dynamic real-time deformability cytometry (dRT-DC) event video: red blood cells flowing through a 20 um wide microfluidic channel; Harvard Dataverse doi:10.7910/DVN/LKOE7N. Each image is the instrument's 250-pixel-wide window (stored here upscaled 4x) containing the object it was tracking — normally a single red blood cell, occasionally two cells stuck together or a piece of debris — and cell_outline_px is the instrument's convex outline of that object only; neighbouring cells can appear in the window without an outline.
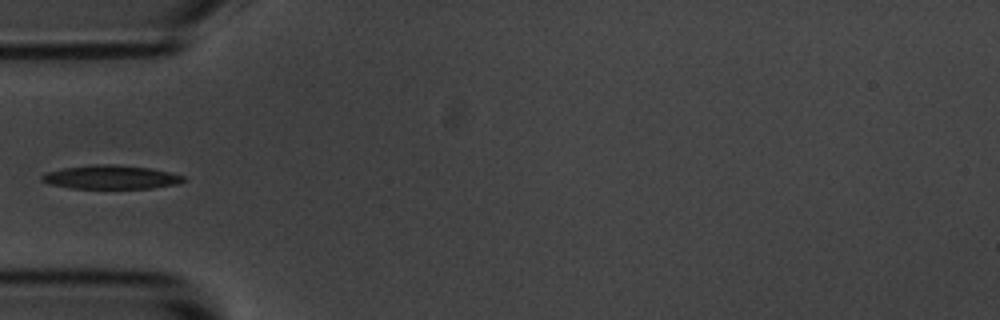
{"species": "common noctule bat (a hibernating species)", "species_latin": "Nyctalus noctula", "temperature_condition": "room temperature", "stored_images_in_passage": 3, "camera_frame_rate_fps": 3000, "um_per_image_px": 0.085, "animal": {"sex": "male", "body_mass_g": 20.1, "forearm_length_mm": 53.5}, "frame": {"image": 1, "passage_image": 3, "time_ms": 2.333, "image_size_px": [1000, 320], "cell_outline_px": [[188, 180], [176, 184], [152, 188], [72, 188], [52, 184], [40, 180], [40, 176], [48, 172], [64, 168], [92, 164], [116, 164], [152, 168], [184, 176]], "centroid_in_image_um": [9.46, 15.05], "position_along_channel_um": 75.5, "area_um2": 19.54}}